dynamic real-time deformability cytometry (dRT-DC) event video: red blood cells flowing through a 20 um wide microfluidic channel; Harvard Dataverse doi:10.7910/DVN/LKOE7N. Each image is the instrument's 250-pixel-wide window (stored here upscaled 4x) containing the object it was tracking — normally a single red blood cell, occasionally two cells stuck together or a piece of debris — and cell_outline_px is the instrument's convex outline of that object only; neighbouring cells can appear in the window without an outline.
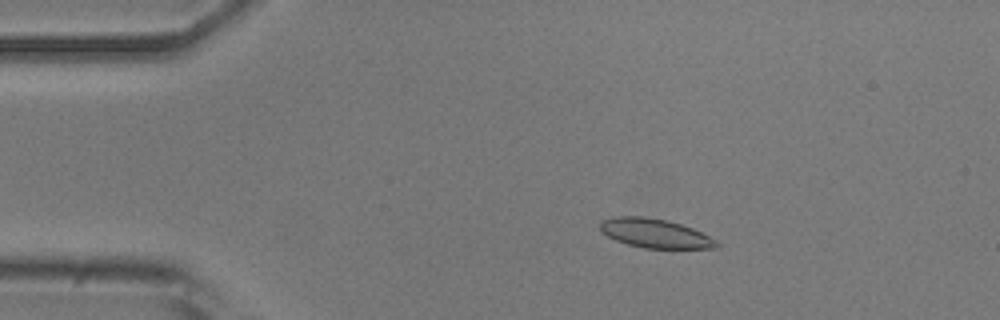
{"species": "common noctule bat (a hibernating species)", "species_latin": "Nyctalus noctula", "temperature_condition": "room temperature", "stored_images_in_passage": 7, "camera_frame_rate_fps": 3000, "um_per_image_px": 0.085, "animal": {"sex": "male", "body_mass_g": 20.5, "forearm_length_mm": 52.5}, "frame": {"image": 1, "passage_image": 3, "time_ms": 0.667, "image_size_px": [1000, 320], "cell_outline_px": [[720, 248], [644, 248], [628, 244], [616, 240], [600, 232], [600, 220], [612, 216], [640, 216], [668, 220], [692, 228], [716, 240], [720, 244]], "centroid_in_image_um": [55.65, 19.82], "position_along_channel_um": 29.4, "area_um2": 19.77}}
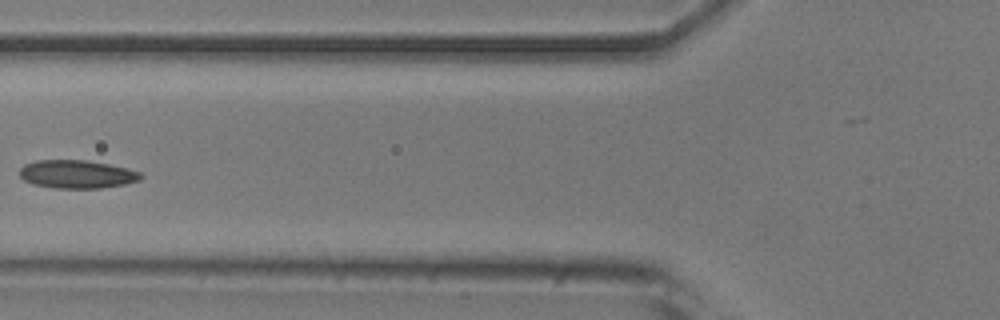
{"frame": {"image": 2, "passage_image": 6, "time_ms": 1.667, "image_size_px": [1000, 320], "cell_outline_px": [[144, 176], [140, 180], [124, 184], [100, 188], [52, 188], [32, 184], [24, 180], [20, 176], [20, 168], [24, 164], [36, 160], [84, 160], [108, 164], [140, 172]], "centroid_in_image_um": [6.5, 14.81], "position_along_channel_um": 119.3, "area_um2": 19.88}}
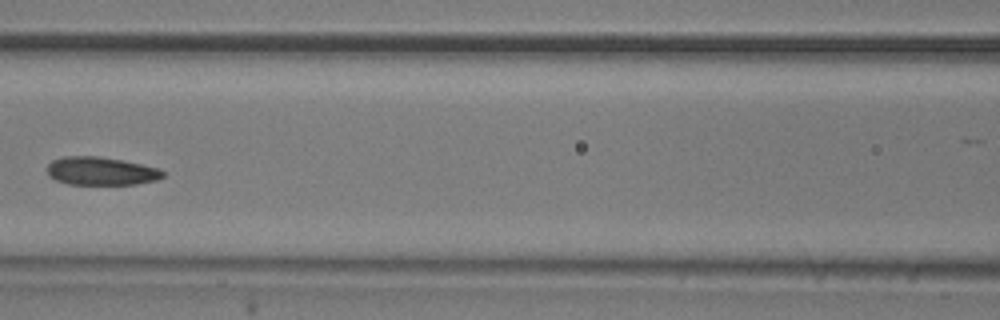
{"frame": {"image": 3, "passage_image": 7, "time_ms": 2.0, "image_size_px": [1000, 320], "cell_outline_px": [[164, 176], [156, 180], [136, 184], [68, 184], [56, 180], [48, 176], [48, 164], [52, 160], [64, 156], [100, 156], [160, 168], [164, 172]], "centroid_in_image_um": [8.57, 14.54], "position_along_channel_um": 158.0, "area_um2": 18.96}}